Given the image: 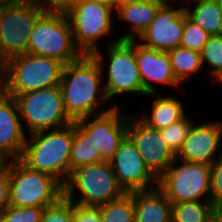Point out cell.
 Instances as JSON below:
<instances>
[{
    "instance_id": "obj_1",
    "label": "cell",
    "mask_w": 222,
    "mask_h": 222,
    "mask_svg": "<svg viewBox=\"0 0 222 222\" xmlns=\"http://www.w3.org/2000/svg\"><path fill=\"white\" fill-rule=\"evenodd\" d=\"M59 87L65 111L73 122L114 107L106 97L102 71L92 55H82L78 60L65 64Z\"/></svg>"
},
{
    "instance_id": "obj_2",
    "label": "cell",
    "mask_w": 222,
    "mask_h": 222,
    "mask_svg": "<svg viewBox=\"0 0 222 222\" xmlns=\"http://www.w3.org/2000/svg\"><path fill=\"white\" fill-rule=\"evenodd\" d=\"M102 48L92 56L100 65L107 99L114 106H121L119 102H114L120 96L125 99V95H132L133 100L136 95L143 97L144 88L135 57V40H119L103 44Z\"/></svg>"
},
{
    "instance_id": "obj_3",
    "label": "cell",
    "mask_w": 222,
    "mask_h": 222,
    "mask_svg": "<svg viewBox=\"0 0 222 222\" xmlns=\"http://www.w3.org/2000/svg\"><path fill=\"white\" fill-rule=\"evenodd\" d=\"M74 122L27 135L20 160L30 169L53 176L62 186L70 176Z\"/></svg>"
},
{
    "instance_id": "obj_4",
    "label": "cell",
    "mask_w": 222,
    "mask_h": 222,
    "mask_svg": "<svg viewBox=\"0 0 222 222\" xmlns=\"http://www.w3.org/2000/svg\"><path fill=\"white\" fill-rule=\"evenodd\" d=\"M65 13L70 21L74 44L82 55H92L102 48L101 43L105 41L108 45L120 40L115 37L118 31L114 32L116 16L112 3L74 1Z\"/></svg>"
},
{
    "instance_id": "obj_5",
    "label": "cell",
    "mask_w": 222,
    "mask_h": 222,
    "mask_svg": "<svg viewBox=\"0 0 222 222\" xmlns=\"http://www.w3.org/2000/svg\"><path fill=\"white\" fill-rule=\"evenodd\" d=\"M63 67L64 64L56 59L26 53L0 67V89L14 98L59 86Z\"/></svg>"
},
{
    "instance_id": "obj_6",
    "label": "cell",
    "mask_w": 222,
    "mask_h": 222,
    "mask_svg": "<svg viewBox=\"0 0 222 222\" xmlns=\"http://www.w3.org/2000/svg\"><path fill=\"white\" fill-rule=\"evenodd\" d=\"M125 193L108 161H100L72 170L63 185V196L83 206H99L116 200Z\"/></svg>"
},
{
    "instance_id": "obj_7",
    "label": "cell",
    "mask_w": 222,
    "mask_h": 222,
    "mask_svg": "<svg viewBox=\"0 0 222 222\" xmlns=\"http://www.w3.org/2000/svg\"><path fill=\"white\" fill-rule=\"evenodd\" d=\"M28 54L53 58L64 65L82 56L74 44L65 11L46 10L37 19L30 34Z\"/></svg>"
},
{
    "instance_id": "obj_8",
    "label": "cell",
    "mask_w": 222,
    "mask_h": 222,
    "mask_svg": "<svg viewBox=\"0 0 222 222\" xmlns=\"http://www.w3.org/2000/svg\"><path fill=\"white\" fill-rule=\"evenodd\" d=\"M45 11L35 2H0V67L28 53L30 34Z\"/></svg>"
},
{
    "instance_id": "obj_9",
    "label": "cell",
    "mask_w": 222,
    "mask_h": 222,
    "mask_svg": "<svg viewBox=\"0 0 222 222\" xmlns=\"http://www.w3.org/2000/svg\"><path fill=\"white\" fill-rule=\"evenodd\" d=\"M63 196V186L48 174L35 171L20 159L10 160L9 205L46 208Z\"/></svg>"
},
{
    "instance_id": "obj_10",
    "label": "cell",
    "mask_w": 222,
    "mask_h": 222,
    "mask_svg": "<svg viewBox=\"0 0 222 222\" xmlns=\"http://www.w3.org/2000/svg\"><path fill=\"white\" fill-rule=\"evenodd\" d=\"M26 135L65 127L68 117L59 86L40 89L14 97Z\"/></svg>"
},
{
    "instance_id": "obj_11",
    "label": "cell",
    "mask_w": 222,
    "mask_h": 222,
    "mask_svg": "<svg viewBox=\"0 0 222 222\" xmlns=\"http://www.w3.org/2000/svg\"><path fill=\"white\" fill-rule=\"evenodd\" d=\"M211 165L175 158L158 178V188L171 203L210 200Z\"/></svg>"
},
{
    "instance_id": "obj_12",
    "label": "cell",
    "mask_w": 222,
    "mask_h": 222,
    "mask_svg": "<svg viewBox=\"0 0 222 222\" xmlns=\"http://www.w3.org/2000/svg\"><path fill=\"white\" fill-rule=\"evenodd\" d=\"M123 108V109H122ZM91 136L103 161H110L127 136L128 112L114 106L107 112L77 121Z\"/></svg>"
},
{
    "instance_id": "obj_13",
    "label": "cell",
    "mask_w": 222,
    "mask_h": 222,
    "mask_svg": "<svg viewBox=\"0 0 222 222\" xmlns=\"http://www.w3.org/2000/svg\"><path fill=\"white\" fill-rule=\"evenodd\" d=\"M126 193L158 187V178L145 165L136 145L127 135L109 161Z\"/></svg>"
},
{
    "instance_id": "obj_14",
    "label": "cell",
    "mask_w": 222,
    "mask_h": 222,
    "mask_svg": "<svg viewBox=\"0 0 222 222\" xmlns=\"http://www.w3.org/2000/svg\"><path fill=\"white\" fill-rule=\"evenodd\" d=\"M127 135L137 147L145 165L159 178L176 158L158 129L142 122L134 112L128 111Z\"/></svg>"
},
{
    "instance_id": "obj_15",
    "label": "cell",
    "mask_w": 222,
    "mask_h": 222,
    "mask_svg": "<svg viewBox=\"0 0 222 222\" xmlns=\"http://www.w3.org/2000/svg\"><path fill=\"white\" fill-rule=\"evenodd\" d=\"M184 24V7L180 3H164L137 41L145 47L168 52L180 46Z\"/></svg>"
},
{
    "instance_id": "obj_16",
    "label": "cell",
    "mask_w": 222,
    "mask_h": 222,
    "mask_svg": "<svg viewBox=\"0 0 222 222\" xmlns=\"http://www.w3.org/2000/svg\"><path fill=\"white\" fill-rule=\"evenodd\" d=\"M195 119L176 158L212 165L222 155V120Z\"/></svg>"
},
{
    "instance_id": "obj_17",
    "label": "cell",
    "mask_w": 222,
    "mask_h": 222,
    "mask_svg": "<svg viewBox=\"0 0 222 222\" xmlns=\"http://www.w3.org/2000/svg\"><path fill=\"white\" fill-rule=\"evenodd\" d=\"M135 57L144 88V98L150 93H162L161 88L163 87L164 91L165 86L167 89L173 88L179 94L178 91L183 87L173 75L167 52L145 47L135 40ZM158 86L161 88H157Z\"/></svg>"
},
{
    "instance_id": "obj_18",
    "label": "cell",
    "mask_w": 222,
    "mask_h": 222,
    "mask_svg": "<svg viewBox=\"0 0 222 222\" xmlns=\"http://www.w3.org/2000/svg\"><path fill=\"white\" fill-rule=\"evenodd\" d=\"M26 137L16 100L0 89V153L9 161L20 159Z\"/></svg>"
},
{
    "instance_id": "obj_19",
    "label": "cell",
    "mask_w": 222,
    "mask_h": 222,
    "mask_svg": "<svg viewBox=\"0 0 222 222\" xmlns=\"http://www.w3.org/2000/svg\"><path fill=\"white\" fill-rule=\"evenodd\" d=\"M163 4L159 0H136L116 7L115 16L116 23H118L117 26L125 25L124 23L127 26V31L126 29L124 31V28H122L121 31L123 33L119 32L117 37L120 40H137L151 24L157 11Z\"/></svg>"
},
{
    "instance_id": "obj_20",
    "label": "cell",
    "mask_w": 222,
    "mask_h": 222,
    "mask_svg": "<svg viewBox=\"0 0 222 222\" xmlns=\"http://www.w3.org/2000/svg\"><path fill=\"white\" fill-rule=\"evenodd\" d=\"M164 92L165 94L161 92L147 94L145 97L149 99L147 100L149 103L150 99H154L150 103L152 105H147L151 109L142 107L141 113H134L147 126L158 130L180 121L189 113L181 97L173 96L171 93L166 95V91Z\"/></svg>"
},
{
    "instance_id": "obj_21",
    "label": "cell",
    "mask_w": 222,
    "mask_h": 222,
    "mask_svg": "<svg viewBox=\"0 0 222 222\" xmlns=\"http://www.w3.org/2000/svg\"><path fill=\"white\" fill-rule=\"evenodd\" d=\"M134 222H172V203L155 187L132 192Z\"/></svg>"
},
{
    "instance_id": "obj_22",
    "label": "cell",
    "mask_w": 222,
    "mask_h": 222,
    "mask_svg": "<svg viewBox=\"0 0 222 222\" xmlns=\"http://www.w3.org/2000/svg\"><path fill=\"white\" fill-rule=\"evenodd\" d=\"M171 61V68L176 80L183 86L204 71L200 52L178 46L167 52ZM192 77V78H191Z\"/></svg>"
},
{
    "instance_id": "obj_23",
    "label": "cell",
    "mask_w": 222,
    "mask_h": 222,
    "mask_svg": "<svg viewBox=\"0 0 222 222\" xmlns=\"http://www.w3.org/2000/svg\"><path fill=\"white\" fill-rule=\"evenodd\" d=\"M187 17L210 36L222 35V14L215 0L198 1L184 6Z\"/></svg>"
},
{
    "instance_id": "obj_24",
    "label": "cell",
    "mask_w": 222,
    "mask_h": 222,
    "mask_svg": "<svg viewBox=\"0 0 222 222\" xmlns=\"http://www.w3.org/2000/svg\"><path fill=\"white\" fill-rule=\"evenodd\" d=\"M103 161L99 150H96L93 136H91L78 122H74V138L70 151L71 171L85 165Z\"/></svg>"
},
{
    "instance_id": "obj_25",
    "label": "cell",
    "mask_w": 222,
    "mask_h": 222,
    "mask_svg": "<svg viewBox=\"0 0 222 222\" xmlns=\"http://www.w3.org/2000/svg\"><path fill=\"white\" fill-rule=\"evenodd\" d=\"M172 222H220L210 200L172 203Z\"/></svg>"
},
{
    "instance_id": "obj_26",
    "label": "cell",
    "mask_w": 222,
    "mask_h": 222,
    "mask_svg": "<svg viewBox=\"0 0 222 222\" xmlns=\"http://www.w3.org/2000/svg\"><path fill=\"white\" fill-rule=\"evenodd\" d=\"M200 55L205 71L202 73L205 74L204 78L207 76L211 86H216L222 79V35L209 36Z\"/></svg>"
},
{
    "instance_id": "obj_27",
    "label": "cell",
    "mask_w": 222,
    "mask_h": 222,
    "mask_svg": "<svg viewBox=\"0 0 222 222\" xmlns=\"http://www.w3.org/2000/svg\"><path fill=\"white\" fill-rule=\"evenodd\" d=\"M102 222H134L132 192L99 205Z\"/></svg>"
},
{
    "instance_id": "obj_28",
    "label": "cell",
    "mask_w": 222,
    "mask_h": 222,
    "mask_svg": "<svg viewBox=\"0 0 222 222\" xmlns=\"http://www.w3.org/2000/svg\"><path fill=\"white\" fill-rule=\"evenodd\" d=\"M194 122L193 116L190 117L187 114L180 121L159 130L167 146L175 155L181 150L183 142Z\"/></svg>"
},
{
    "instance_id": "obj_29",
    "label": "cell",
    "mask_w": 222,
    "mask_h": 222,
    "mask_svg": "<svg viewBox=\"0 0 222 222\" xmlns=\"http://www.w3.org/2000/svg\"><path fill=\"white\" fill-rule=\"evenodd\" d=\"M210 35L191 21L185 13V24L180 46L201 52Z\"/></svg>"
},
{
    "instance_id": "obj_30",
    "label": "cell",
    "mask_w": 222,
    "mask_h": 222,
    "mask_svg": "<svg viewBox=\"0 0 222 222\" xmlns=\"http://www.w3.org/2000/svg\"><path fill=\"white\" fill-rule=\"evenodd\" d=\"M44 209L8 205L0 215V222H41Z\"/></svg>"
},
{
    "instance_id": "obj_31",
    "label": "cell",
    "mask_w": 222,
    "mask_h": 222,
    "mask_svg": "<svg viewBox=\"0 0 222 222\" xmlns=\"http://www.w3.org/2000/svg\"><path fill=\"white\" fill-rule=\"evenodd\" d=\"M41 222H73V202L62 196L44 209Z\"/></svg>"
},
{
    "instance_id": "obj_32",
    "label": "cell",
    "mask_w": 222,
    "mask_h": 222,
    "mask_svg": "<svg viewBox=\"0 0 222 222\" xmlns=\"http://www.w3.org/2000/svg\"><path fill=\"white\" fill-rule=\"evenodd\" d=\"M210 201L220 212L222 210V155L211 165Z\"/></svg>"
},
{
    "instance_id": "obj_33",
    "label": "cell",
    "mask_w": 222,
    "mask_h": 222,
    "mask_svg": "<svg viewBox=\"0 0 222 222\" xmlns=\"http://www.w3.org/2000/svg\"><path fill=\"white\" fill-rule=\"evenodd\" d=\"M73 222H102L99 206L73 203Z\"/></svg>"
},
{
    "instance_id": "obj_34",
    "label": "cell",
    "mask_w": 222,
    "mask_h": 222,
    "mask_svg": "<svg viewBox=\"0 0 222 222\" xmlns=\"http://www.w3.org/2000/svg\"><path fill=\"white\" fill-rule=\"evenodd\" d=\"M10 161L0 173V215L9 205Z\"/></svg>"
},
{
    "instance_id": "obj_35",
    "label": "cell",
    "mask_w": 222,
    "mask_h": 222,
    "mask_svg": "<svg viewBox=\"0 0 222 222\" xmlns=\"http://www.w3.org/2000/svg\"><path fill=\"white\" fill-rule=\"evenodd\" d=\"M74 0H37V4L45 10L65 11Z\"/></svg>"
},
{
    "instance_id": "obj_36",
    "label": "cell",
    "mask_w": 222,
    "mask_h": 222,
    "mask_svg": "<svg viewBox=\"0 0 222 222\" xmlns=\"http://www.w3.org/2000/svg\"><path fill=\"white\" fill-rule=\"evenodd\" d=\"M8 159L0 153V173L7 167Z\"/></svg>"
},
{
    "instance_id": "obj_37",
    "label": "cell",
    "mask_w": 222,
    "mask_h": 222,
    "mask_svg": "<svg viewBox=\"0 0 222 222\" xmlns=\"http://www.w3.org/2000/svg\"><path fill=\"white\" fill-rule=\"evenodd\" d=\"M131 1H136V0H112V5L116 8L123 3L131 2Z\"/></svg>"
},
{
    "instance_id": "obj_38",
    "label": "cell",
    "mask_w": 222,
    "mask_h": 222,
    "mask_svg": "<svg viewBox=\"0 0 222 222\" xmlns=\"http://www.w3.org/2000/svg\"><path fill=\"white\" fill-rule=\"evenodd\" d=\"M198 1H206V0H181L180 4L184 7L186 5H190V4L198 2Z\"/></svg>"
},
{
    "instance_id": "obj_39",
    "label": "cell",
    "mask_w": 222,
    "mask_h": 222,
    "mask_svg": "<svg viewBox=\"0 0 222 222\" xmlns=\"http://www.w3.org/2000/svg\"><path fill=\"white\" fill-rule=\"evenodd\" d=\"M74 1H91V2H99V3H112V0H74Z\"/></svg>"
},
{
    "instance_id": "obj_40",
    "label": "cell",
    "mask_w": 222,
    "mask_h": 222,
    "mask_svg": "<svg viewBox=\"0 0 222 222\" xmlns=\"http://www.w3.org/2000/svg\"><path fill=\"white\" fill-rule=\"evenodd\" d=\"M163 3H181V0H159Z\"/></svg>"
},
{
    "instance_id": "obj_41",
    "label": "cell",
    "mask_w": 222,
    "mask_h": 222,
    "mask_svg": "<svg viewBox=\"0 0 222 222\" xmlns=\"http://www.w3.org/2000/svg\"><path fill=\"white\" fill-rule=\"evenodd\" d=\"M215 1L217 2L219 10H220V12L222 14V0H215Z\"/></svg>"
},
{
    "instance_id": "obj_42",
    "label": "cell",
    "mask_w": 222,
    "mask_h": 222,
    "mask_svg": "<svg viewBox=\"0 0 222 222\" xmlns=\"http://www.w3.org/2000/svg\"><path fill=\"white\" fill-rule=\"evenodd\" d=\"M8 1H23V2H35V3H37V0H8Z\"/></svg>"
},
{
    "instance_id": "obj_43",
    "label": "cell",
    "mask_w": 222,
    "mask_h": 222,
    "mask_svg": "<svg viewBox=\"0 0 222 222\" xmlns=\"http://www.w3.org/2000/svg\"><path fill=\"white\" fill-rule=\"evenodd\" d=\"M216 85H217V88L219 87L218 85L222 86V79Z\"/></svg>"
},
{
    "instance_id": "obj_44",
    "label": "cell",
    "mask_w": 222,
    "mask_h": 222,
    "mask_svg": "<svg viewBox=\"0 0 222 222\" xmlns=\"http://www.w3.org/2000/svg\"><path fill=\"white\" fill-rule=\"evenodd\" d=\"M220 214V222H222V210L219 212Z\"/></svg>"
}]
</instances>
